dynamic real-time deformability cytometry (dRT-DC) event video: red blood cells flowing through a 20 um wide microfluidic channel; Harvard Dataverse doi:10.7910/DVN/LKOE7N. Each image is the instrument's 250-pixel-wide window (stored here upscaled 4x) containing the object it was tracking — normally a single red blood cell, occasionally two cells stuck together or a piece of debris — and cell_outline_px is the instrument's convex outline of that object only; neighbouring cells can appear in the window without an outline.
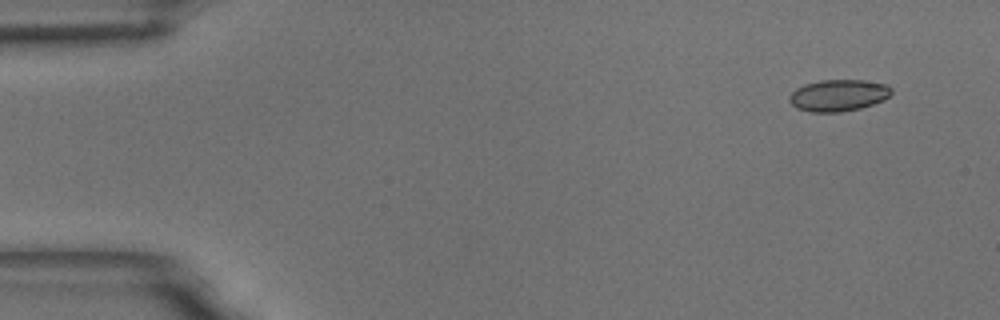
{"species": "common noctule bat (a hibernating species)", "species_latin": "Nyctalus noctula", "temperature_condition": "room temperature", "stored_images_in_passage": 10, "camera_frame_rate_fps": 3000, "um_per_image_px": 0.085, "animal": {"sex": "male", "body_mass_g": 18.8}, "frame": {"image": 1, "passage_image": 1, "time_ms": 0.0, "image_size_px": [1000, 320], "cell_outline_px": [[892, 92], [884, 100], [860, 108], [840, 112], [812, 112], [796, 108], [788, 100], [788, 96], [796, 88], [804, 84], [820, 80], [864, 80], [888, 84], [892, 88]], "centroid_in_image_um": [71.26, 8.1], "position_along_channel_um": 13.7, "area_um2": 18.96}}